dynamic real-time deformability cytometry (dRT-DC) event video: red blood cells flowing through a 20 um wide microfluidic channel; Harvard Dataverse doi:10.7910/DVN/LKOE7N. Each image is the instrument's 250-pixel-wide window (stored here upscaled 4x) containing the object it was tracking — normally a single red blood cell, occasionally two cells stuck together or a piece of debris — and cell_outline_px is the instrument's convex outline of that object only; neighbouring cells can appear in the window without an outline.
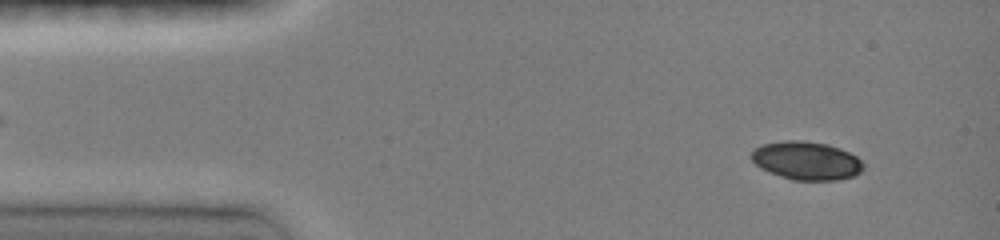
{"species": "common noctule bat (a hibernating species)", "species_latin": "Nyctalus noctula", "temperature_condition": "room temperature", "stored_images_in_passage": 40, "camera_frame_rate_fps": 3000, "um_per_image_px": 0.085, "animal": {"sex": "female", "body_mass_g": 19.0, "forearm_length_mm": 51.5}, "frame": {"image": 1, "passage_image": 4, "time_ms": 1.0, "image_size_px": [1000, 240], "cell_outline_px": [[864, 168], [860, 172], [852, 176], [836, 180], [792, 180], [760, 168], [752, 160], [752, 152], [760, 144], [788, 140], [800, 140], [828, 144], [840, 148], [856, 156], [864, 164]], "centroid_in_image_um": [68.56, 13.65], "position_along_channel_um": 16.4, "area_um2": 24.85}}
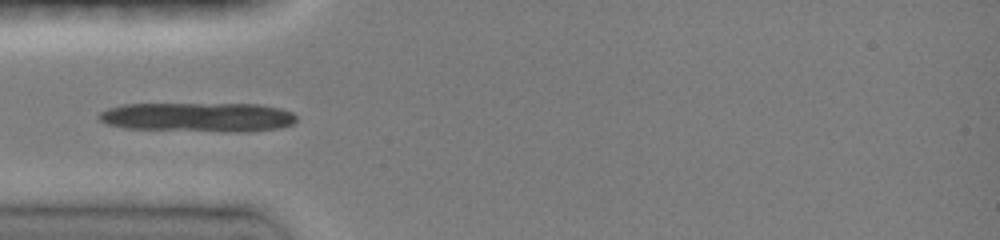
{"frame": {"image": 2, "passage_image": 16, "time_ms": 4.333, "image_size_px": [1000, 240], "cell_outline_px": [[296, 120], [292, 124], [280, 128], [244, 132], [236, 132], [124, 128], [108, 124], [100, 120], [96, 116], [100, 112], [108, 108], [124, 104], [260, 104], [280, 108], [292, 112], [296, 116]], "centroid_in_image_um": [16.85, 9.96], "position_along_channel_um": 68.2, "area_um2": 33.87}}
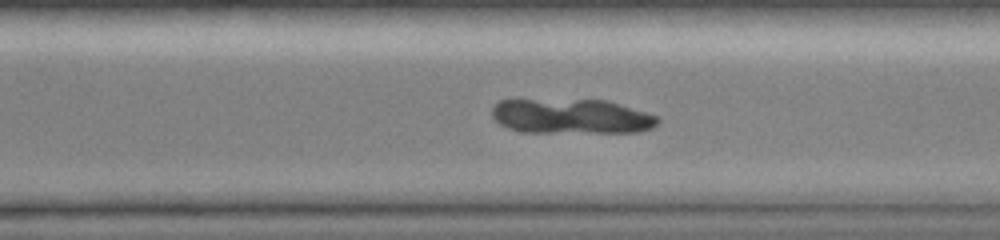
{"frame": {"image": 3, "passage_image": 37, "time_ms": 10.667, "image_size_px": [1000, 240], "cell_outline_px": [[660, 120], [652, 128], [640, 132], [524, 132], [508, 128], [500, 124], [492, 116], [492, 108], [500, 100], [608, 100], [660, 116]], "centroid_in_image_um": [48.62, 9.89], "position_along_channel_um": 322.0, "area_um2": 33.7}}